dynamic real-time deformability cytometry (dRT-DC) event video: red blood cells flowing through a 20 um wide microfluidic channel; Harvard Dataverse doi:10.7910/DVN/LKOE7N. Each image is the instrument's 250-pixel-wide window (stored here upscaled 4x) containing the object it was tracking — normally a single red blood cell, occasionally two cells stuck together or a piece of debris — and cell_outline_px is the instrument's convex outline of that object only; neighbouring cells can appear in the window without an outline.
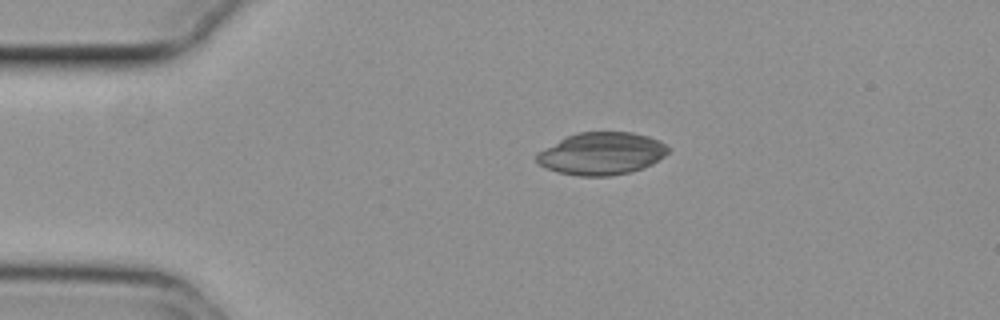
{"species": "common noctule bat (a hibernating species)", "species_latin": "Nyctalus noctula", "temperature_condition": "cold", "stored_images_in_passage": 44, "camera_frame_rate_fps": 3000, "um_per_image_px": 0.085, "animal": {"sex": "female", "body_mass_g": 29.2, "forearm_length_mm": 56.3}, "frame": {"image": 1, "passage_image": 1, "time_ms": 0.0, "image_size_px": [1000, 320], "cell_outline_px": [[668, 152], [664, 156], [652, 164], [628, 172], [608, 176], [580, 176], [556, 172], [540, 164], [536, 160], [536, 152], [576, 132], [632, 132], [648, 136], [660, 140], [668, 148]], "centroid_in_image_um": [51.12, 13.05], "position_along_channel_um": 33.9, "area_um2": 32.25}}
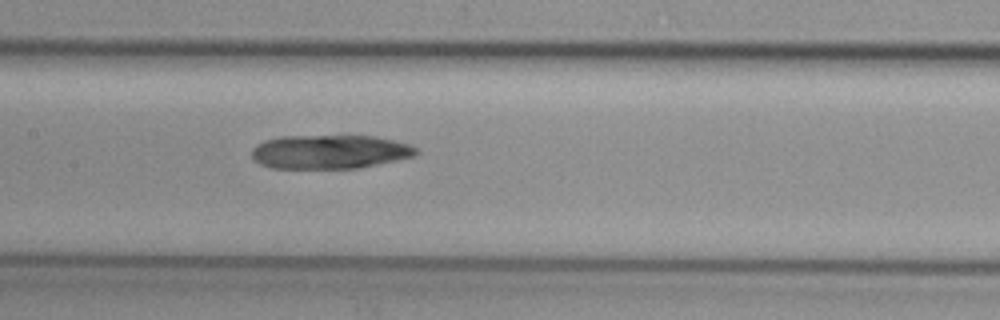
{"frame": {"image": 2, "passage_image": 16, "time_ms": 5.0, "image_size_px": [1000, 320], "cell_outline_px": [[420, 152], [416, 156], [356, 168], [272, 168], [260, 164], [252, 156], [252, 148], [256, 144], [264, 140], [280, 136], [376, 136], [412, 144]], "centroid_in_image_um": [28.05, 12.89], "position_along_channel_um": 179.4, "area_um2": 32.6}}
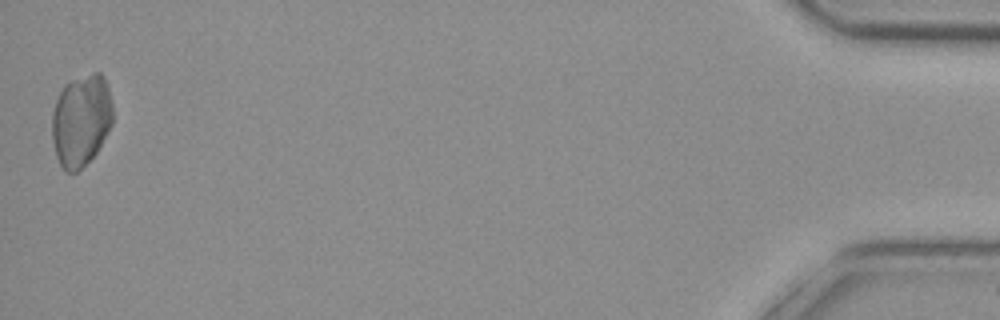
{"frame": {"image": 3, "passage_image": 44, "time_ms": 14.333, "image_size_px": [1000, 320], "cell_outline_px": [[112, 124], [108, 132], [96, 152], [76, 172], [64, 172], [56, 156], [52, 140], [52, 112], [56, 100], [64, 84], [72, 80], [92, 72], [100, 72], [104, 76], [108, 88], [112, 104]], "centroid_in_image_um": [6.88, 10.21], "position_along_channel_um": 428.3, "area_um2": 32.54}}